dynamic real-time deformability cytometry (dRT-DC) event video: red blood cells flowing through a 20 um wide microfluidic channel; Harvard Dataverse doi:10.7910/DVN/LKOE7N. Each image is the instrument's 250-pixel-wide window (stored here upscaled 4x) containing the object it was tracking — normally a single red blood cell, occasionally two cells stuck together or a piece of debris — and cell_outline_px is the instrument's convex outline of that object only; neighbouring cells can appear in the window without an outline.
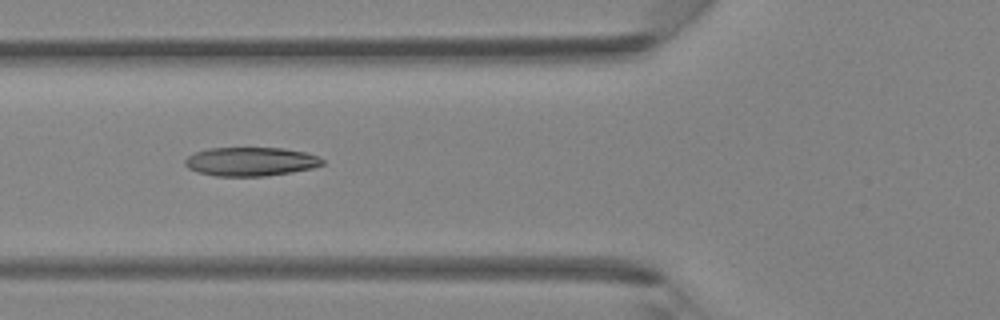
{"species": "Egyptian fruit bat (a non-hibernating species)", "species_latin": "Rousettus aegyptiacus", "temperature_condition": "room temperature", "stored_images_in_passage": 41, "camera_frame_rate_fps": 3000, "um_per_image_px": 0.085, "animal": {"sex": "female"}, "frame": {"image": 1, "passage_image": 15, "time_ms": 4.667, "image_size_px": [1000, 320], "cell_outline_px": [[324, 164], [312, 168], [292, 172], [264, 176], [216, 176], [196, 172], [188, 168], [184, 164], [184, 160], [188, 156], [196, 152], [208, 148], [284, 148], [304, 152], [320, 156], [324, 160]], "centroid_in_image_um": [21.31, 13.73], "position_along_channel_um": 104.5, "area_um2": 23.18}}
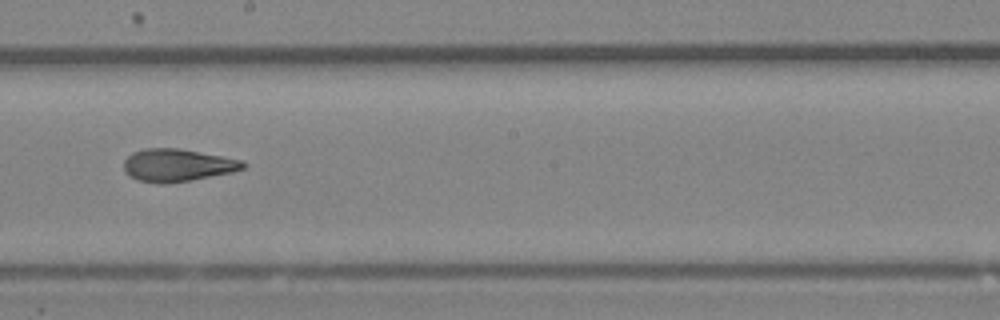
{"frame": {"image": 2, "passage_image": 23, "time_ms": 7.333, "image_size_px": [1000, 320], "cell_outline_px": [[248, 164], [244, 168], [232, 172], [168, 184], [156, 184], [136, 180], [128, 176], [124, 172], [124, 160], [132, 152], [144, 148], [180, 148], [244, 160]], "centroid_in_image_um": [15.05, 14.04], "position_along_channel_um": 233.1, "area_um2": 23.0}}
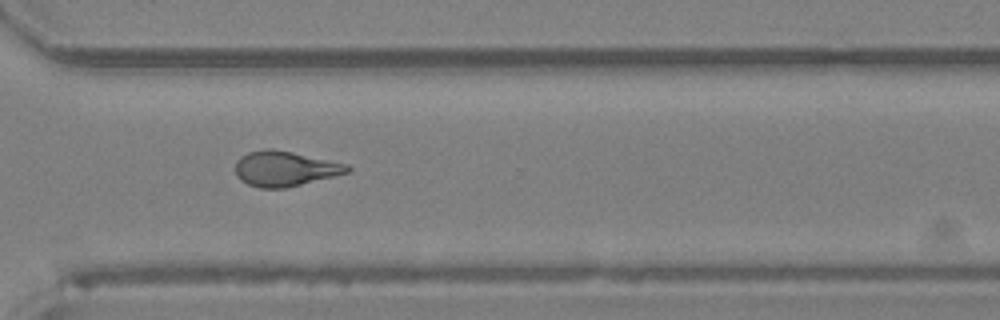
{"frame": {"image": 3, "passage_image": 30, "time_ms": 9.667, "image_size_px": [1000, 320], "cell_outline_px": [[352, 168], [348, 172], [284, 188], [260, 188], [248, 184], [240, 180], [236, 176], [236, 160], [240, 156], [248, 152], [264, 148], [272, 148], [292, 152], [348, 164]], "centroid_in_image_um": [24.17, 14.32], "position_along_channel_um": 346.4, "area_um2": 22.77}}